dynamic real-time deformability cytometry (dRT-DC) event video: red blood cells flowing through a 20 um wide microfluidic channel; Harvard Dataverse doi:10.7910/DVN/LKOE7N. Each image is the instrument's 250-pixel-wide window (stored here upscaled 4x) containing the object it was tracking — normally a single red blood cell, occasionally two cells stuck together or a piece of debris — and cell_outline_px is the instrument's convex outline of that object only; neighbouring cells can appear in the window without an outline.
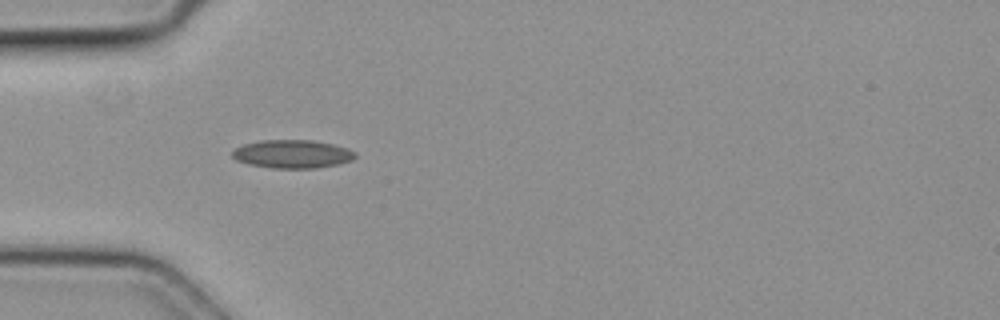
{"species": "common noctule bat (a hibernating species)", "species_latin": "Nyctalus noctula", "temperature_condition": "cold", "stored_images_in_passage": 5, "camera_frame_rate_fps": 3000, "um_per_image_px": 0.085, "animal": {"sex": "female", "body_mass_g": 19.3, "forearm_length_mm": 54.1}, "frame": {"image": 1, "passage_image": 3, "time_ms": 0.667, "image_size_px": [1000, 320], "cell_outline_px": [[356, 156], [352, 160], [340, 164], [316, 168], [272, 168], [248, 164], [236, 160], [232, 156], [232, 152], [236, 148], [244, 144], [260, 140], [312, 140], [332, 144], [348, 148], [356, 152]], "centroid_in_image_um": [24.87, 13.09], "position_along_channel_um": 60.1, "area_um2": 20.35}}
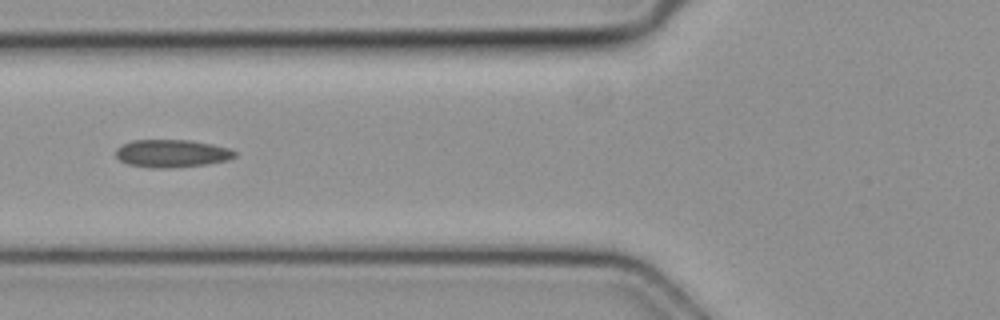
{"frame": {"image": 2, "passage_image": 4, "time_ms": 1.0, "image_size_px": [1000, 320], "cell_outline_px": [[236, 156], [228, 160], [208, 164], [172, 168], [148, 168], [128, 164], [120, 160], [116, 156], [116, 148], [120, 144], [132, 140], [192, 140], [212, 144], [228, 148], [236, 152]], "centroid_in_image_um": [14.58, 13.04], "position_along_channel_um": 111.2, "area_um2": 19.48}}
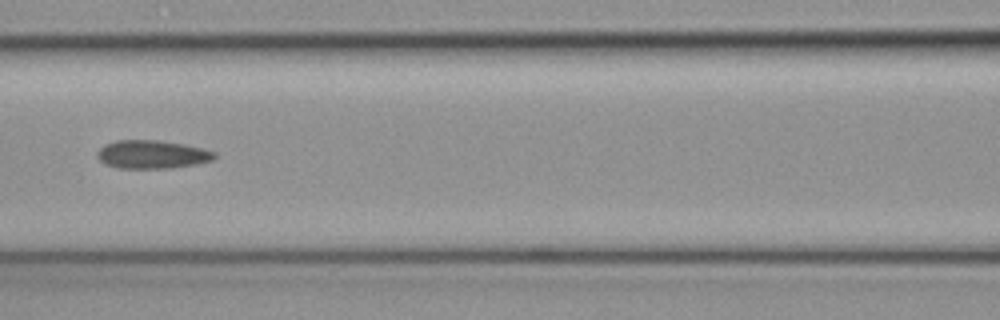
{"frame": {"image": 3, "passage_image": 5, "time_ms": 1.333, "image_size_px": [1000, 320], "cell_outline_px": [[216, 156], [212, 160], [196, 164], [172, 168], [116, 168], [104, 164], [96, 156], [96, 152], [104, 144], [116, 140], [160, 140], [184, 144], [204, 148], [216, 152]], "centroid_in_image_um": [12.91, 13.12], "position_along_channel_um": 153.7, "area_um2": 19.59}}